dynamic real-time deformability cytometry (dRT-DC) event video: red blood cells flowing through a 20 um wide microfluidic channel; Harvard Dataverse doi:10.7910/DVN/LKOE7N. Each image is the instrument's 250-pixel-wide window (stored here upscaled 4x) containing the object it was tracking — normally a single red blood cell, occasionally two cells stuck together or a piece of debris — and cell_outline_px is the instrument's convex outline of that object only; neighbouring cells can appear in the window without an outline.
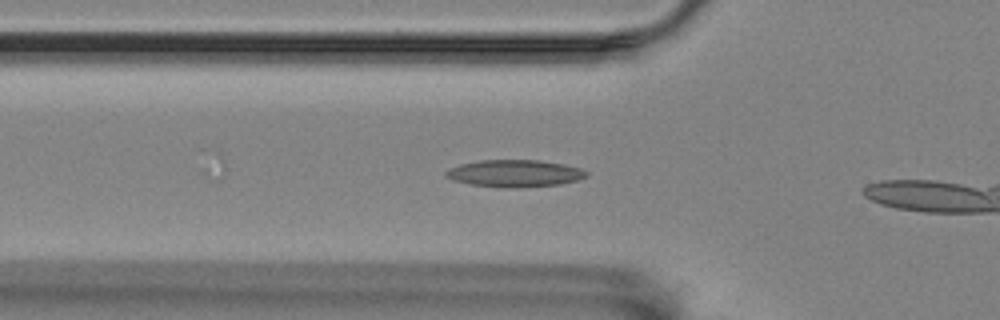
{"species": "Egyptian fruit bat (a non-hibernating species)", "species_latin": "Rousettus aegyptiacus", "temperature_condition": "room temperature", "stored_images_in_passage": 17, "camera_frame_rate_fps": 3000, "um_per_image_px": 0.085, "animal": {"sex": "female"}, "frame": {"image": 1, "passage_image": 8, "time_ms": 2.333, "image_size_px": [1000, 320], "cell_outline_px": [[588, 176], [580, 180], [560, 184], [516, 188], [504, 188], [468, 184], [452, 180], [444, 176], [444, 172], [448, 168], [460, 164], [480, 160], [540, 160], [564, 164], [580, 168], [588, 172]], "centroid_in_image_um": [43.73, 14.74], "position_along_channel_um": 82.1, "area_um2": 22.54}}
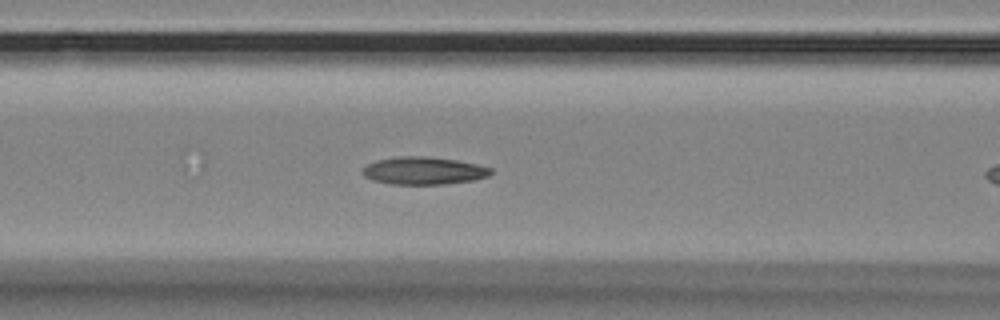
{"frame": {"image": 2, "passage_image": 12, "time_ms": 3.667, "image_size_px": [1000, 320], "cell_outline_px": [[492, 172], [488, 176], [476, 180], [444, 184], [392, 184], [372, 180], [364, 176], [364, 168], [368, 164], [376, 160], [400, 156], [428, 156], [456, 160], [476, 164], [492, 168]], "centroid_in_image_um": [36.04, 14.51], "position_along_channel_um": 130.6, "area_um2": 20.58}}
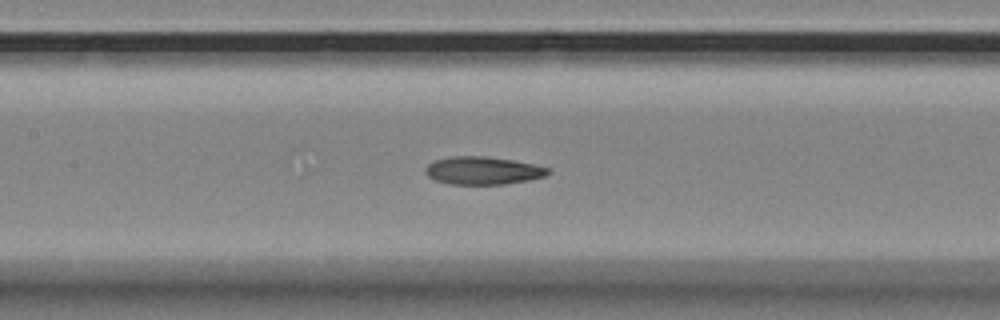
{"frame": {"image": 3, "passage_image": 15, "time_ms": 4.667, "image_size_px": [1000, 320], "cell_outline_px": [[552, 172], [544, 176], [528, 180], [504, 184], [448, 184], [436, 180], [428, 176], [424, 172], [424, 168], [432, 160], [452, 156], [484, 156], [512, 160], [552, 168]], "centroid_in_image_um": [41.03, 14.49], "position_along_channel_um": 166.4, "area_um2": 20.0}}